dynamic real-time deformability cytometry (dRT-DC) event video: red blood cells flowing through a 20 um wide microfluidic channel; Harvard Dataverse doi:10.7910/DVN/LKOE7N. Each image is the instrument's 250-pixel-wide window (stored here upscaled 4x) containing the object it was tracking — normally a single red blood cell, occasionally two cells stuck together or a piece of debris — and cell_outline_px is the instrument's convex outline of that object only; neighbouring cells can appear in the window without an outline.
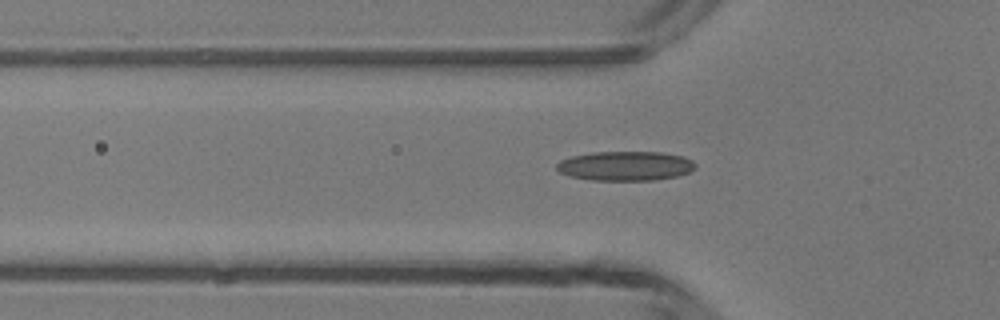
{"species": "common noctule bat (a hibernating species)", "species_latin": "Nyctalus noctula", "temperature_condition": "room temperature", "stored_images_in_passage": 35, "camera_frame_rate_fps": 3000, "um_per_image_px": 0.085, "animal": {"sex": "male", "body_mass_g": 13.3}, "frame": {"image": 1, "passage_image": 7, "time_ms": 2.0, "image_size_px": [1000, 320], "cell_outline_px": [[696, 168], [688, 172], [676, 176], [652, 180], [592, 180], [568, 176], [560, 172], [556, 168], [556, 164], [560, 160], [572, 156], [592, 152], [660, 152], [680, 156], [692, 160], [696, 164]], "centroid_in_image_um": [53.13, 14.1], "position_along_channel_um": 72.7, "area_um2": 23.7}}
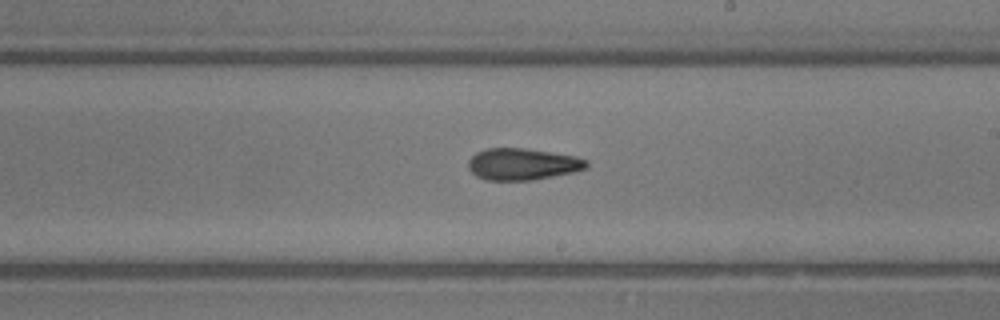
{"frame": {"image": 2, "passage_image": 19, "time_ms": 6.0, "image_size_px": [1000, 320], "cell_outline_px": [[588, 168], [572, 172], [532, 180], [484, 180], [476, 176], [468, 168], [468, 160], [476, 152], [488, 148], [520, 148], [576, 156], [588, 160]], "centroid_in_image_um": [44.39, 13.96], "position_along_channel_um": 244.6, "area_um2": 21.73}}
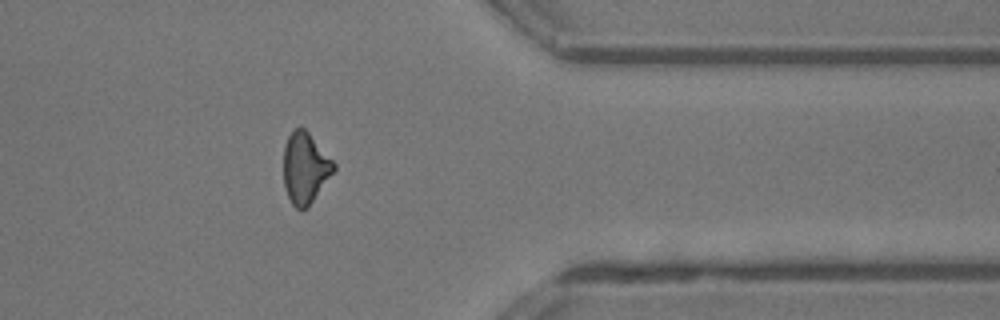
{"frame": {"image": 3, "passage_image": 30, "time_ms": 9.667, "image_size_px": [1000, 320], "cell_outline_px": [[336, 168], [308, 208], [300, 212], [292, 204], [288, 196], [284, 184], [284, 144], [288, 136], [296, 128], [304, 128], [308, 132], [336, 164]], "centroid_in_image_um": [25.93, 14.31], "position_along_channel_um": 385.5, "area_um2": 20.69}}